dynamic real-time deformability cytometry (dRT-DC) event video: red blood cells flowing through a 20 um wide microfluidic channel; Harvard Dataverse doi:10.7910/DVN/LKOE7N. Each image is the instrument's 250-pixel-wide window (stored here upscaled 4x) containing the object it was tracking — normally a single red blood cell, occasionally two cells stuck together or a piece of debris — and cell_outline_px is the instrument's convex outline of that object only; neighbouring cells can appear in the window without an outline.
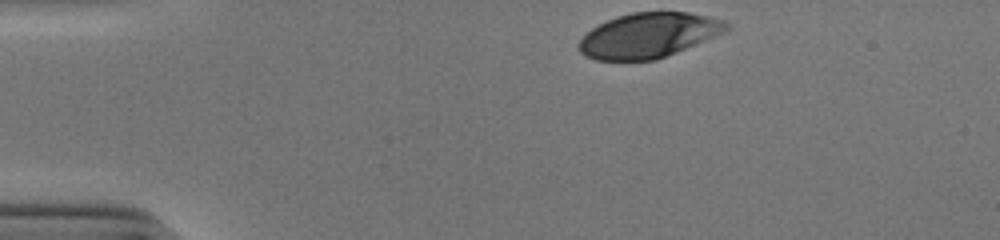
{"species": "human", "species_latin": "Homo sapiens", "temperature_condition": "cold", "stored_images_in_passage": 34, "camera_frame_rate_fps": 3000, "um_per_image_px": 0.085, "donor": {"sex": "male"}, "frame": {"image": 1, "passage_image": 1, "time_ms": 0.0, "image_size_px": [1000, 240], "cell_outline_px": [[732, 28], [724, 32], [676, 52], [656, 60], [596, 60], [584, 56], [576, 48], [576, 44], [592, 28], [616, 16], [632, 12], [688, 12], [708, 16], [724, 20]], "centroid_in_image_um": [55.1, 3.0], "position_along_channel_um": 29.9, "area_um2": 38.49}}
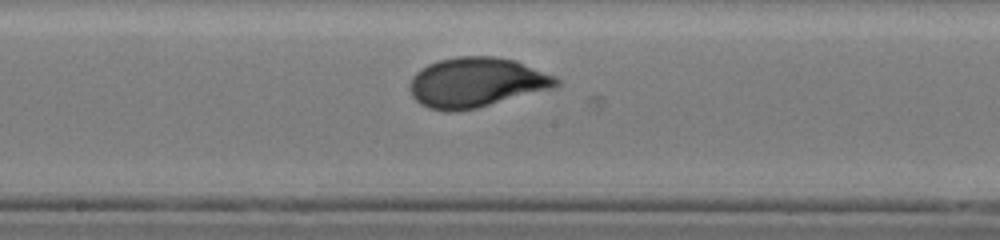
{"frame": {"image": 2, "passage_image": 20, "time_ms": 6.333, "image_size_px": [1000, 240], "cell_outline_px": [[560, 84], [556, 88], [476, 108], [448, 112], [444, 112], [428, 108], [420, 104], [412, 96], [408, 88], [408, 84], [412, 76], [420, 68], [428, 64], [440, 60], [460, 56], [496, 56], [516, 60], [556, 76], [560, 80]], "centroid_in_image_um": [40.5, 7.01], "position_along_channel_um": 207.7, "area_um2": 43.0}}
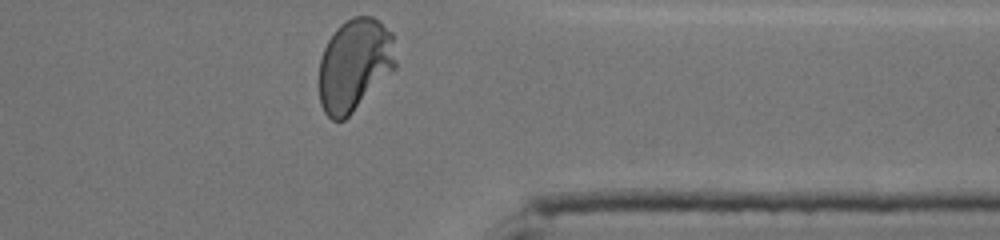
{"frame": {"image": 3, "passage_image": 34, "time_ms": 11.0, "image_size_px": [1000, 240], "cell_outline_px": [[396, 68], [344, 120], [332, 120], [324, 112], [320, 104], [320, 56], [328, 40], [336, 28], [340, 24], [352, 16], [372, 16], [392, 32], [396, 64]], "centroid_in_image_um": [30.13, 5.49], "position_along_channel_um": 381.3, "area_um2": 41.15}, "authors_computed_cell_mechanics": {"area_um2": 41.1247, "velocity_mm_per_s": 3.8531, "shape_relaxation_time_tau1_ms": 3.7004, "shape_relaxation_time_tau2_ms": null, "deformation_change_tau1": 0.1912, "deformation_change_tau2": null}}